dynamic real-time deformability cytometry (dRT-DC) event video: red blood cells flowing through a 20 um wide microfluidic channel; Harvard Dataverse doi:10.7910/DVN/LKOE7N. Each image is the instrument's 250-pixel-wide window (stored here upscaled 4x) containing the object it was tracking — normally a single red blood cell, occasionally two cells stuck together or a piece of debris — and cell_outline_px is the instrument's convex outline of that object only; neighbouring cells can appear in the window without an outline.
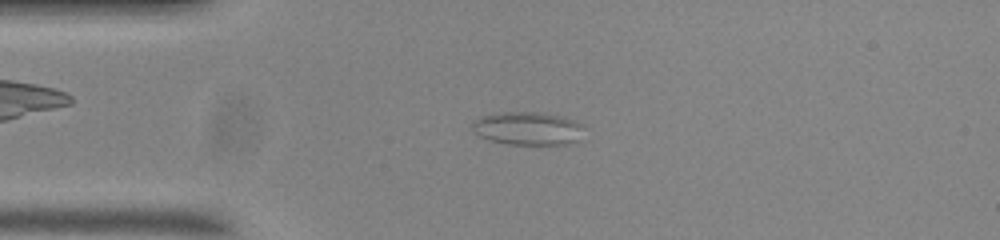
{"species": "common noctule bat (a hibernating species)", "species_latin": "Nyctalus noctula", "temperature_condition": "room temperature", "stored_images_in_passage": 53, "camera_frame_rate_fps": 3000, "um_per_image_px": 0.085, "animal": {"sex": "male", "body_mass_g": 20.0, "forearm_length_mm": 53.3}, "frame": {"image": 1, "passage_image": 11, "time_ms": 3.333, "image_size_px": [1000, 240], "cell_outline_px": [[584, 124], [580, 140], [568, 144], [508, 144], [488, 140], [472, 132], [472, 124], [480, 116], [500, 112], [540, 112], [560, 116], [576, 120]], "centroid_in_image_um": [44.87, 10.91], "position_along_channel_um": 40.1, "area_um2": 21.85}}
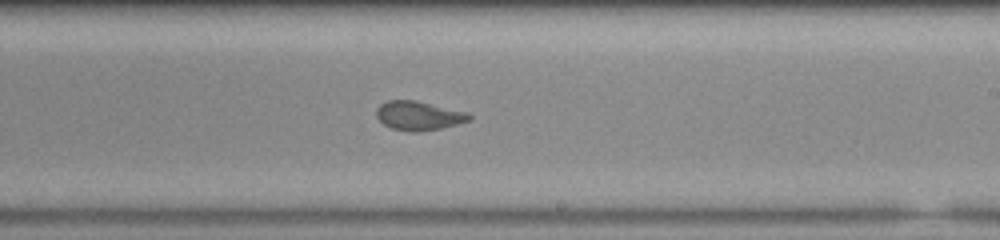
{"frame": {"image": 2, "passage_image": 30, "time_ms": 9.667, "image_size_px": [1000, 240], "cell_outline_px": [[472, 116], [468, 120], [456, 124], [440, 128], [416, 132], [412, 132], [392, 128], [384, 124], [376, 116], [376, 108], [380, 104], [388, 100], [416, 100], [468, 112]], "centroid_in_image_um": [35.57, 9.82], "position_along_channel_um": 253.4, "area_um2": 15.61}}
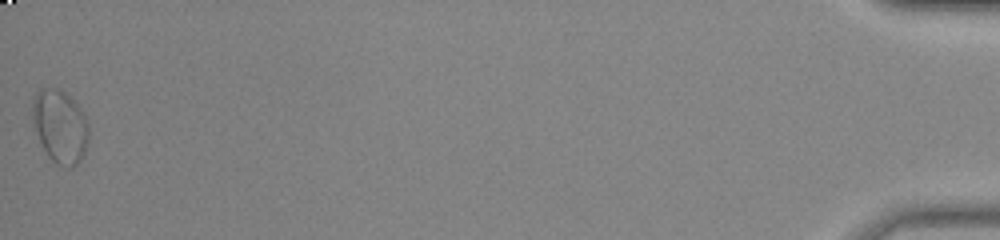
{"frame": {"image": 3, "passage_image": 53, "time_ms": 17.333, "image_size_px": [1000, 240], "cell_outline_px": [[88, 144], [80, 160], [72, 168], [64, 168], [56, 164], [48, 156], [40, 140], [32, 116], [32, 100], [40, 88], [60, 88], [80, 108], [88, 124]], "centroid_in_image_um": [5.11, 10.75], "position_along_channel_um": 430.1, "area_um2": 23.76}, "authors_computed_cell_mechanics": {"area_um2": 16.473, "velocity_mm_per_s": 3.6837, "shape_relaxation_time_tau1_ms": null, "shape_relaxation_time_tau2_ms": 1.0968, "deformation_change_tau1": null, "deformation_change_tau2": 0.0654}}